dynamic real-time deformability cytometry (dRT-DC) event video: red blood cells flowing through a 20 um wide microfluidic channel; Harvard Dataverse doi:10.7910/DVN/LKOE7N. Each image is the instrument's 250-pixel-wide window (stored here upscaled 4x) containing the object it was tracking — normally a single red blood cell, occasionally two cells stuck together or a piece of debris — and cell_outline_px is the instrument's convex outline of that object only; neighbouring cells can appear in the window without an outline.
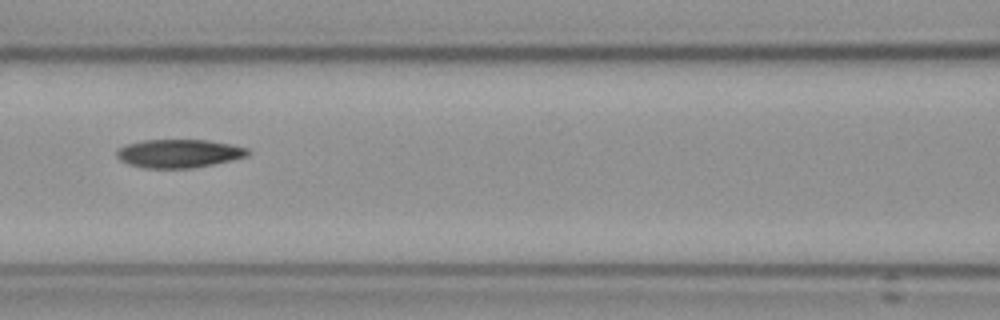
{"species": "Egyptian fruit bat (a non-hibernating species)", "species_latin": "Rousettus aegyptiacus", "temperature_condition": "cold", "stored_images_in_passage": 12, "camera_frame_rate_fps": 3000, "um_per_image_px": 0.085, "frame": {"image": 1, "passage_image": 3, "time_ms": 3.333, "image_size_px": [1000, 320], "cell_outline_px": [[252, 152], [248, 156], [212, 164], [192, 168], [148, 168], [128, 164], [120, 160], [116, 156], [116, 152], [120, 148], [128, 144], [144, 140], [208, 140], [248, 148]], "centroid_in_image_um": [15.22, 13.04], "position_along_channel_um": 151.4, "area_um2": 21.5}}
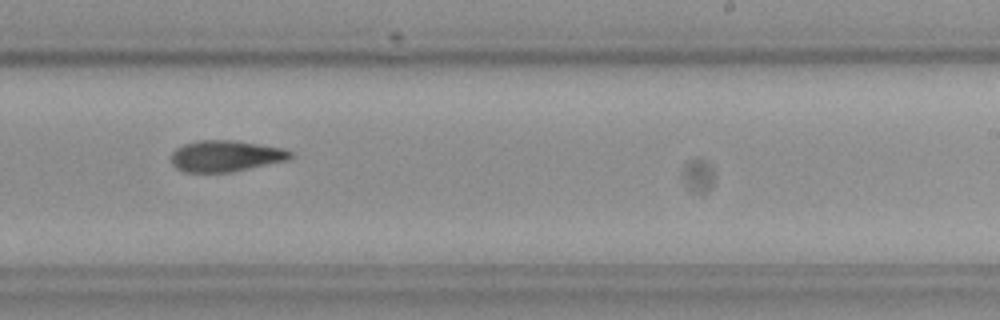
{"frame": {"image": 2, "passage_image": 6, "time_ms": 6.667, "image_size_px": [1000, 320], "cell_outline_px": [[292, 156], [288, 160], [232, 172], [184, 172], [176, 168], [172, 164], [172, 152], [176, 148], [184, 144], [196, 140], [236, 140], [284, 148], [292, 152]], "centroid_in_image_um": [19.18, 13.25], "position_along_channel_um": 269.8, "area_um2": 21.85}}